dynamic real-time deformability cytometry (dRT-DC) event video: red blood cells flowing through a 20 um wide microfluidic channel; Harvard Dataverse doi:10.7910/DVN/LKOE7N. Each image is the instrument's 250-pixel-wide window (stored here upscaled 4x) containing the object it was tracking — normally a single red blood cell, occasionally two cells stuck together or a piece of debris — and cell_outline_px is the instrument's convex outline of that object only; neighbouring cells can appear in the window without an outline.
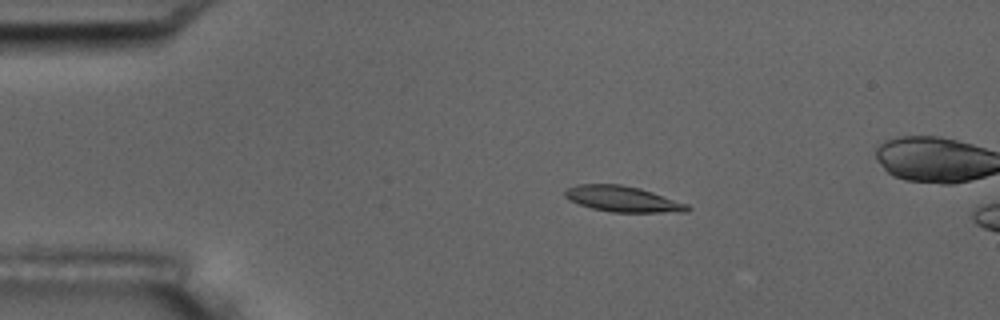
{"species": "common noctule bat (a hibernating species)", "species_latin": "Nyctalus noctula", "temperature_condition": "room temperature", "stored_images_in_passage": 6, "camera_frame_rate_fps": 3000, "um_per_image_px": 0.085, "animal": {"sex": "male", "body_mass_g": 17.5, "forearm_length_mm": 52.3}, "frame": {"image": 1, "passage_image": 4, "time_ms": 3.333, "image_size_px": [1000, 320], "cell_outline_px": [[692, 208], [688, 212], [612, 212], [592, 208], [580, 204], [564, 196], [564, 192], [568, 188], [576, 184], [620, 184], [640, 188], [688, 204]], "centroid_in_image_um": [52.96, 16.91], "position_along_channel_um": 32.0, "area_um2": 18.26}}